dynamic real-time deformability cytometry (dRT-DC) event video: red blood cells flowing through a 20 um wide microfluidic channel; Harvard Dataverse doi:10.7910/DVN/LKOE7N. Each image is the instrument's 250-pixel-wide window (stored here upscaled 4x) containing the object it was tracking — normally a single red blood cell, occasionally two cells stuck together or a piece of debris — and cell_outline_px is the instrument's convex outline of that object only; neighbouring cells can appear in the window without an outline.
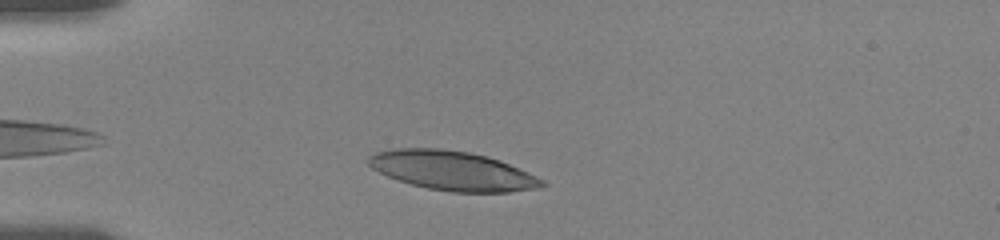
{"species": "human", "species_latin": "Homo sapiens", "temperature_condition": "room temperature", "stored_images_in_passage": 37, "camera_frame_rate_fps": 3000, "um_per_image_px": 0.085, "donor": {"sex": "female"}, "frame": {"image": 1, "passage_image": 4, "time_ms": 1.0, "image_size_px": [1000, 240], "cell_outline_px": [[548, 184], [540, 188], [508, 192], [452, 192], [428, 188], [412, 184], [388, 176], [372, 168], [368, 164], [368, 156], [376, 152], [396, 148], [440, 148], [468, 152], [500, 160], [528, 172], [544, 180]], "centroid_in_image_um": [38.48, 14.51], "position_along_channel_um": 46.5, "area_um2": 39.48}}
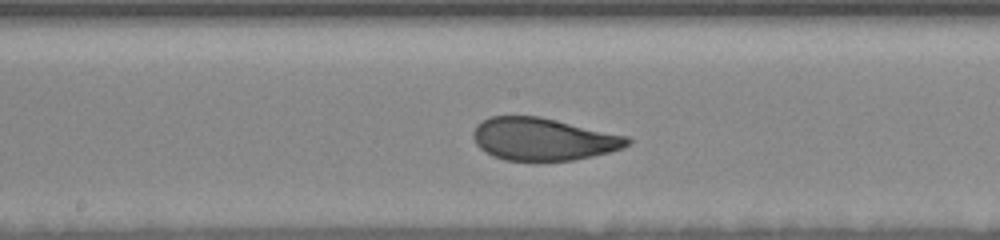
{"frame": {"image": 2, "passage_image": 19, "time_ms": 6.0, "image_size_px": [1000, 240], "cell_outline_px": [[632, 144], [624, 148], [592, 156], [572, 160], [504, 160], [492, 156], [480, 148], [476, 144], [472, 136], [472, 132], [476, 124], [492, 116], [540, 116], [628, 136], [632, 140]], "centroid_in_image_um": [46.18, 11.82], "position_along_channel_um": 202.0, "area_um2": 38.26}}
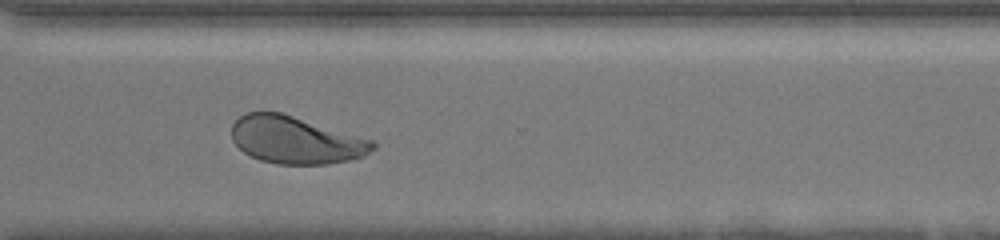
{"frame": {"image": 3, "passage_image": 31, "time_ms": 10.0, "image_size_px": [1000, 240], "cell_outline_px": [[376, 148], [364, 156], [348, 160], [328, 164], [276, 164], [260, 160], [244, 152], [232, 140], [232, 124], [240, 116], [248, 112], [280, 112], [376, 140]], "centroid_in_image_um": [25.18, 11.9], "position_along_channel_um": 345.4, "area_um2": 39.07}, "authors_computed_cell_mechanics": {"area_um2": 39.0728, "velocity_mm_per_s": 3.5956, "shape_relaxation_time_tau1_ms": 3.5288, "shape_relaxation_time_tau2_ms": 0.9554, "deformation_change_tau1": 0.1556, "deformation_change_tau2": 0.075}}